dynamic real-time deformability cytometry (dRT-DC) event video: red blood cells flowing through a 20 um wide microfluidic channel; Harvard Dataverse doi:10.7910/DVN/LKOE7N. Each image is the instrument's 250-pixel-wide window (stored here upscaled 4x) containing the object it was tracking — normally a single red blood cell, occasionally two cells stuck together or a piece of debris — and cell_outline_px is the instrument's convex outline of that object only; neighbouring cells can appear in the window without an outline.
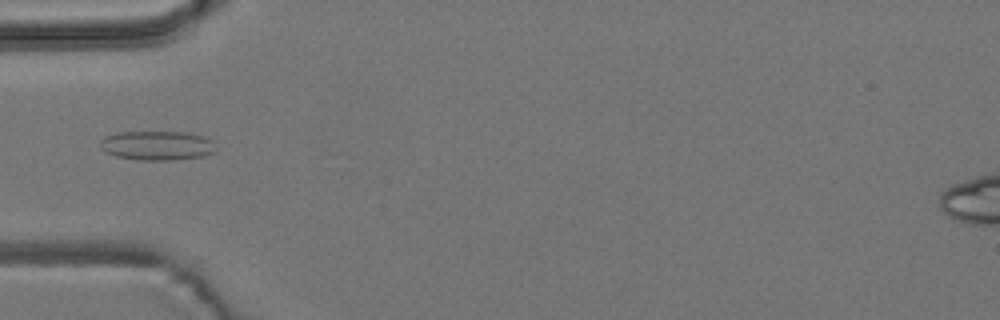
{"species": "common noctule bat (a hibernating species)", "species_latin": "Nyctalus noctula", "temperature_condition": "room temperature", "stored_images_in_passage": 1, "camera_frame_rate_fps": 3000, "um_per_image_px": 0.085, "animal": {"sex": "male", "body_mass_g": 19.2, "forearm_length_mm": 51.8}, "frame": {"image": 1, "passage_image": 1, "time_ms": 0.0, "image_size_px": [1000, 320], "cell_outline_px": [[216, 152], [204, 156], [172, 160], [136, 160], [116, 156], [104, 152], [100, 148], [100, 140], [104, 136], [116, 132], [188, 132], [208, 136], [212, 140]], "centroid_in_image_um": [13.35, 12.36], "position_along_channel_um": 71.6, "area_um2": 20.17}}